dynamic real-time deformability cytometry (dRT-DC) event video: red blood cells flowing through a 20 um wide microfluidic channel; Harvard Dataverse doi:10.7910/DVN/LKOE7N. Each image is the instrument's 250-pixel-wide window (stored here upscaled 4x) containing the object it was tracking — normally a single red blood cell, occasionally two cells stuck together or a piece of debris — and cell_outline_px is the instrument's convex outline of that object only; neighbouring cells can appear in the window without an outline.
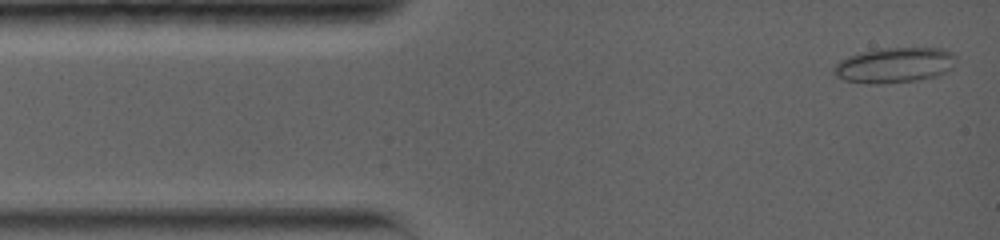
{"species": "common noctule bat (a hibernating species)", "species_latin": "Nyctalus noctula", "temperature_condition": "warm", "stored_images_in_passage": 33, "camera_frame_rate_fps": 5000, "um_per_image_px": 0.085, "animal": {"sex": "female", "body_mass_g": 19.0, "forearm_length_mm": 56.7}, "frame": {"image": 1, "passage_image": 1, "time_ms": 0.0, "image_size_px": [1000, 240], "cell_outline_px": [[956, 60], [952, 68], [948, 72], [936, 76], [916, 80], [880, 84], [872, 84], [844, 80], [836, 76], [832, 72], [832, 68], [840, 60], [848, 56], [860, 52], [880, 48], [940, 48], [952, 52], [956, 56]], "centroid_in_image_um": [76.03, 5.53], "position_along_channel_um": 9.0, "area_um2": 25.32}}
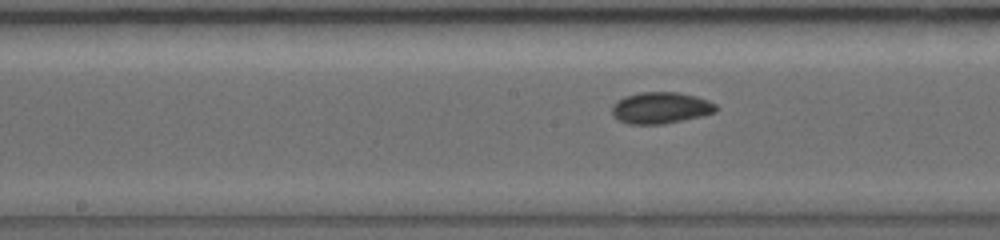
{"frame": {"image": 2, "passage_image": 16, "time_ms": 6.6, "image_size_px": [1000, 240], "cell_outline_px": [[720, 108], [716, 112], [704, 116], [664, 124], [628, 124], [620, 120], [612, 112], [612, 104], [624, 96], [640, 92], [676, 92], [696, 96], [708, 100], [716, 104]], "centroid_in_image_um": [56.21, 9.17], "position_along_channel_um": 192.0, "area_um2": 19.25}}
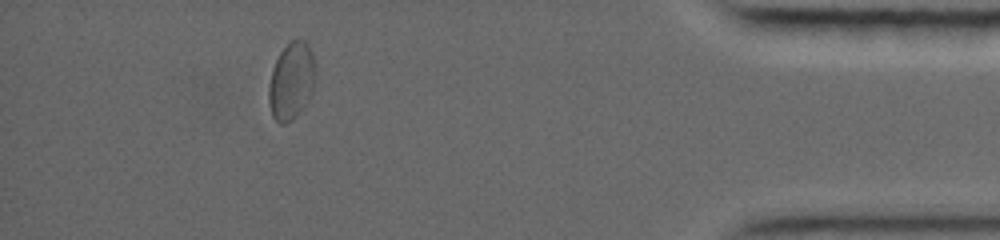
{"frame": {"image": 3, "passage_image": 29, "time_ms": 13.8, "image_size_px": [1000, 240], "cell_outline_px": [[316, 72], [312, 88], [308, 100], [296, 116], [292, 120], [284, 124], [280, 124], [272, 116], [268, 100], [268, 88], [272, 68], [280, 52], [292, 40], [304, 40], [308, 44], [312, 52]], "centroid_in_image_um": [24.75, 6.89], "position_along_channel_um": 410.4, "area_um2": 20.92}, "authors_computed_cell_mechanics": {"area_um2": 19.1896, "velocity_mm_per_s": 3.786, "shape_relaxation_time_tau1_ms": 4.162, "shape_relaxation_time_tau2_ms": 1.9771, "deformation_change_tau1": 0.1155, "deformation_change_tau2": 0.0444}}